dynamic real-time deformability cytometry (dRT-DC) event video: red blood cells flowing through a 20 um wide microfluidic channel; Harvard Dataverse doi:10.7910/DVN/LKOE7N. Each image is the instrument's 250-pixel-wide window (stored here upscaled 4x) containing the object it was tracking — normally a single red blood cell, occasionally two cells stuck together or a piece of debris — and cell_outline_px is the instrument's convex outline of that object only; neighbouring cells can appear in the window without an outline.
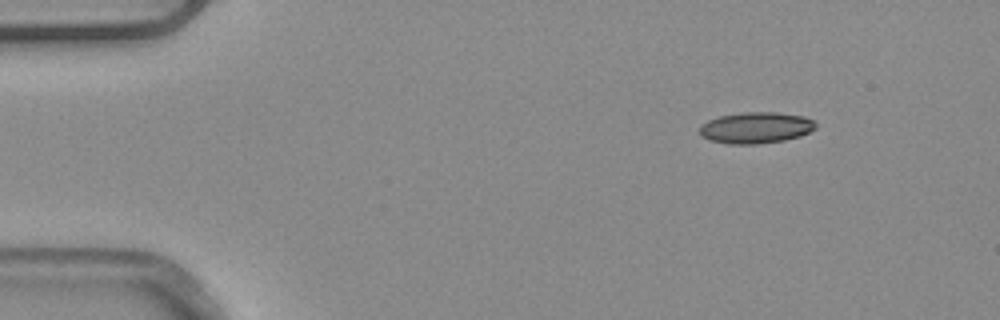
{"species": "common noctule bat (a hibernating species)", "species_latin": "Nyctalus noctula", "temperature_condition": "warm", "stored_images_in_passage": 4, "camera_frame_rate_fps": 3000, "um_per_image_px": 0.085, "animal": {"sex": "male", "body_mass_g": 20.4}, "frame": {"image": 1, "passage_image": 1, "time_ms": 0.0, "image_size_px": [1000, 320], "cell_outline_px": [[816, 128], [800, 136], [784, 140], [756, 144], [728, 144], [712, 140], [704, 136], [700, 132], [700, 124], [708, 120], [720, 116], [744, 112], [776, 112], [804, 116], [812, 120], [816, 124]], "centroid_in_image_um": [64.26, 10.85], "position_along_channel_um": 20.7, "area_um2": 20.98}}
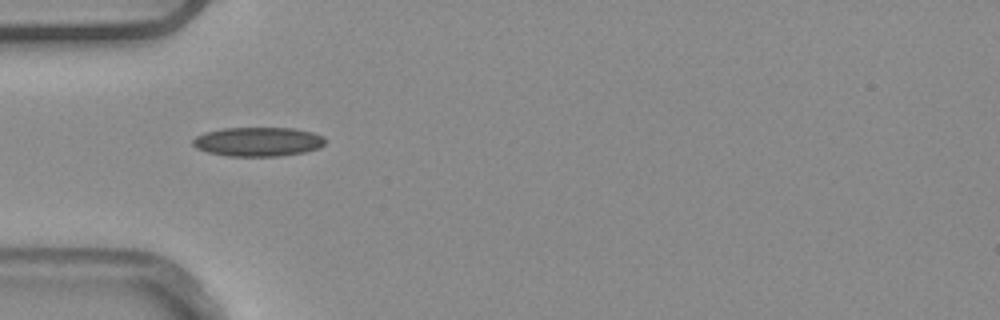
{"frame": {"image": 2, "passage_image": 4, "time_ms": 1.0, "image_size_px": [1000, 320], "cell_outline_px": [[324, 144], [320, 148], [304, 152], [280, 156], [228, 156], [208, 152], [196, 148], [192, 144], [192, 140], [196, 136], [204, 132], [224, 128], [292, 128], [312, 132], [324, 136]], "centroid_in_image_um": [21.92, 12.04], "position_along_channel_um": 63.1, "area_um2": 22.54}}